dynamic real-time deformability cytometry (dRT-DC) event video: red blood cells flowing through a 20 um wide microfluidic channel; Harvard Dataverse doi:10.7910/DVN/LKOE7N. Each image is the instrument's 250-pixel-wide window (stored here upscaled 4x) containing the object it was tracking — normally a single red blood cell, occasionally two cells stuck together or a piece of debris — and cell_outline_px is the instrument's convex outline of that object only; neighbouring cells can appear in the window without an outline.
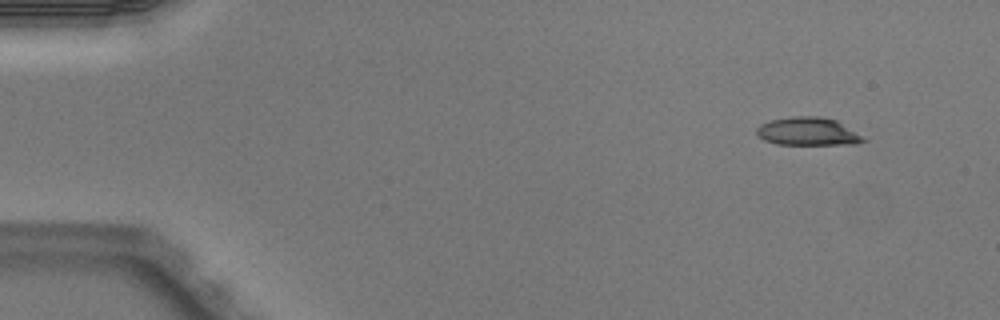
{"species": "Egyptian fruit bat (a non-hibernating species)", "species_latin": "Rousettus aegyptiacus", "temperature_condition": "warm", "stored_images_in_passage": 3, "camera_frame_rate_fps": 3000, "um_per_image_px": 0.085, "animal": {"sex": "male"}, "frame": {"image": 1, "passage_image": 1, "time_ms": 0.0, "image_size_px": [1000, 320], "cell_outline_px": [[868, 140], [856, 144], [776, 144], [764, 140], [756, 132], [756, 128], [760, 124], [768, 120], [792, 116], [820, 116], [836, 120], [864, 136]], "centroid_in_image_um": [68.68, 11.17], "position_along_channel_um": 16.3, "area_um2": 17.57}}